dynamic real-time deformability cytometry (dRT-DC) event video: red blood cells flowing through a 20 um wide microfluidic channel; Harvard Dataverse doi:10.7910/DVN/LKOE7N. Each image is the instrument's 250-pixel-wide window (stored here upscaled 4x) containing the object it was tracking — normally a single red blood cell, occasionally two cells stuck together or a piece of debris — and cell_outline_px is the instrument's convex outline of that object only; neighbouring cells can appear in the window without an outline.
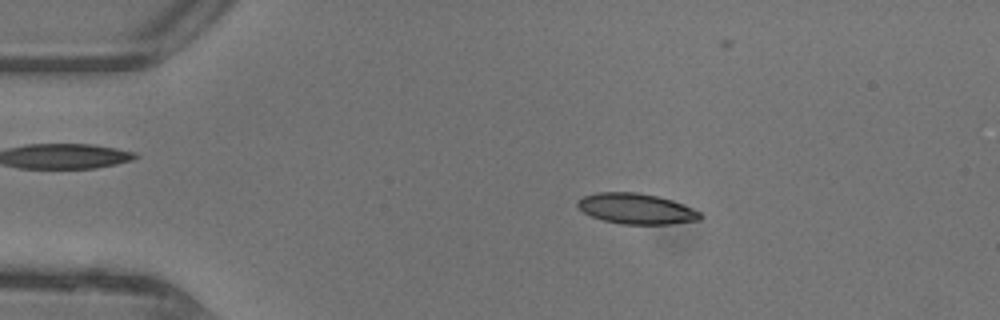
{"species": "common noctule bat (a hibernating species)", "species_latin": "Nyctalus noctula", "temperature_condition": "warm", "stored_images_in_passage": 41, "camera_frame_rate_fps": 3000, "um_per_image_px": 0.085, "animal": {"sex": "female"}, "frame": {"image": 1, "passage_image": 7, "time_ms": 2.0, "image_size_px": [1000, 320], "cell_outline_px": [[704, 216], [700, 220], [672, 224], [620, 224], [604, 220], [592, 216], [584, 212], [576, 204], [576, 200], [584, 196], [596, 192], [636, 192], [656, 196], [672, 200], [700, 212]], "centroid_in_image_um": [54.08, 17.74], "position_along_channel_um": 30.9, "area_um2": 21.79}}
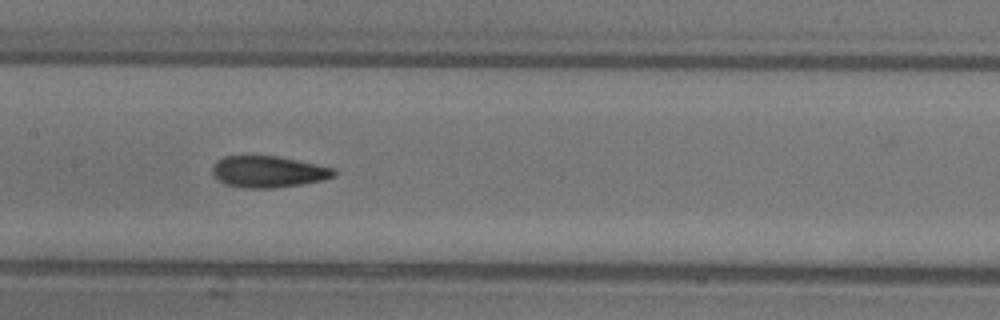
{"frame": {"image": 2, "passage_image": 21, "time_ms": 6.667, "image_size_px": [1000, 320], "cell_outline_px": [[336, 176], [320, 180], [300, 184], [276, 188], [244, 188], [224, 184], [212, 176], [212, 168], [216, 160], [224, 156], [276, 156], [316, 164], [332, 168], [336, 172]], "centroid_in_image_um": [22.74, 14.6], "position_along_channel_um": 184.7, "area_um2": 22.25}}
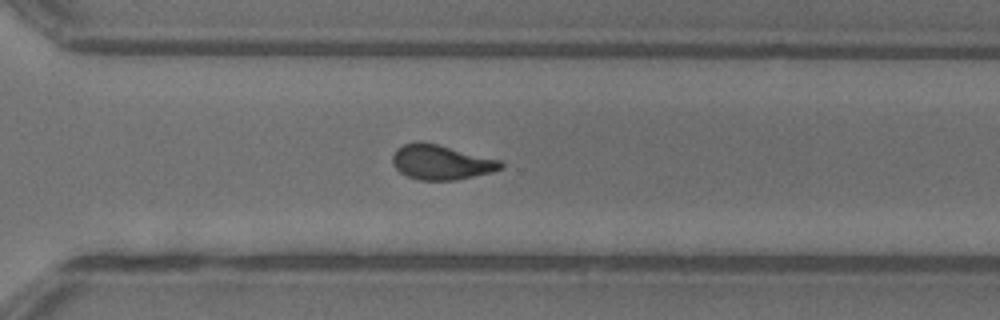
{"frame": {"image": 3, "passage_image": 31, "time_ms": 10.0, "image_size_px": [1000, 320], "cell_outline_px": [[504, 168], [492, 172], [456, 180], [420, 180], [408, 176], [400, 172], [392, 164], [392, 156], [396, 148], [404, 144], [416, 140], [420, 140], [500, 160], [504, 164]], "centroid_in_image_um": [37.47, 13.78], "position_along_channel_um": 333.1, "area_um2": 21.96}, "authors_computed_cell_mechanics": {"area_um2": 21.7906, "velocity_mm_per_s": 4.4776, "shape_relaxation_time_tau1_ms": 4.9945, "shape_relaxation_time_tau2_ms": 1.5312, "deformation_change_tau1": 0.1709, "deformation_change_tau2": 0.0905}}